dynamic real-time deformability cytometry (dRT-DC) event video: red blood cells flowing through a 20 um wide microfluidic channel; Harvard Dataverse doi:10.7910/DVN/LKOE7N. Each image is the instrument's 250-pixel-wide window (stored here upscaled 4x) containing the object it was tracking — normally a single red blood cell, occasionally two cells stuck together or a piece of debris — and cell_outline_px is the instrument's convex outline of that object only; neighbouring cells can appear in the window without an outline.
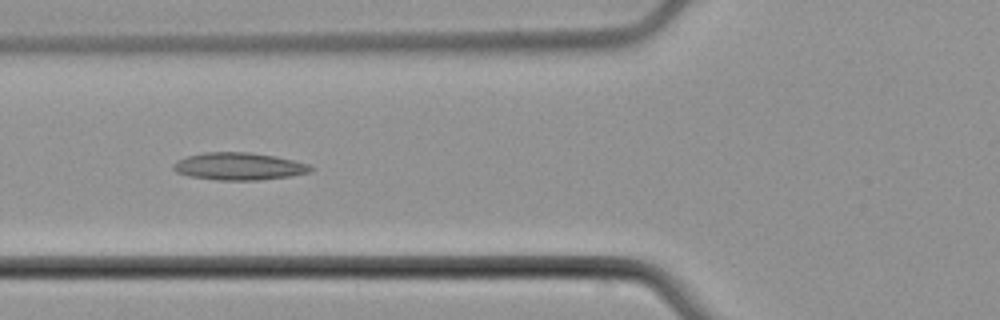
{"species": "common noctule bat (a hibernating species)", "species_latin": "Nyctalus noctula", "temperature_condition": "cold", "stored_images_in_passage": 7, "camera_frame_rate_fps": 3000, "um_per_image_px": 0.085, "animal": {"sex": "male", "body_mass_g": 21.5, "forearm_length_mm": 52.0}, "frame": {"image": 1, "passage_image": 6, "time_ms": 7.0, "image_size_px": [1000, 320], "cell_outline_px": [[316, 168], [308, 172], [288, 176], [260, 180], [216, 180], [188, 176], [176, 172], [172, 168], [172, 164], [176, 160], [188, 156], [204, 152], [248, 152], [272, 156], [292, 160], [308, 164]], "centroid_in_image_um": [20.25, 14.14], "position_along_channel_um": 105.6, "area_um2": 21.85}}
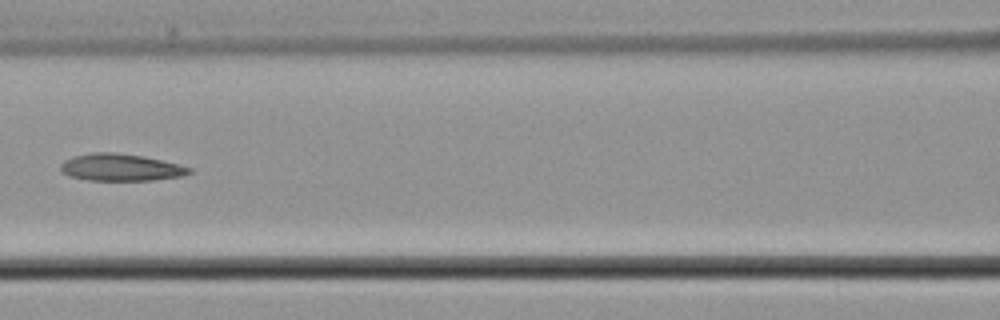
{"frame": {"image": 2, "passage_image": 7, "time_ms": 8.333, "image_size_px": [1000, 320], "cell_outline_px": [[192, 172], [180, 176], [152, 180], [88, 180], [68, 176], [60, 168], [60, 164], [64, 160], [72, 156], [92, 152], [112, 152], [140, 156], [160, 160], [192, 168]], "centroid_in_image_um": [10.2, 14.23], "position_along_channel_um": 156.4, "area_um2": 20.06}}